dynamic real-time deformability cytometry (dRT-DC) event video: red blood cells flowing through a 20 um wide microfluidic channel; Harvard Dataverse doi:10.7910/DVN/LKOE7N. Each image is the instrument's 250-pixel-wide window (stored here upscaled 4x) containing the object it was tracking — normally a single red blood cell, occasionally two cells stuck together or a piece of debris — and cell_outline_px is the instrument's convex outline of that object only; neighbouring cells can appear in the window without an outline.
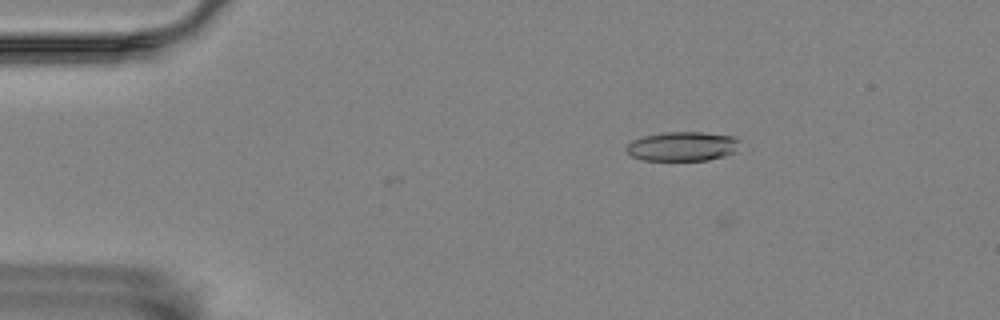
{"species": "Egyptian fruit bat (a non-hibernating species)", "species_latin": "Rousettus aegyptiacus", "temperature_condition": "room temperature", "stored_images_in_passage": 52, "camera_frame_rate_fps": 3000, "um_per_image_px": 0.085, "animal": {"sex": "female"}, "frame": {"image": 1, "passage_image": 5, "time_ms": 1.333, "image_size_px": [1000, 320], "cell_outline_px": [[740, 140], [736, 152], [724, 156], [708, 160], [644, 160], [632, 156], [624, 148], [632, 140], [644, 136], [668, 132], [704, 132], [736, 136]], "centroid_in_image_um": [58.05, 12.43], "position_along_channel_um": 27.0, "area_um2": 19.48}}
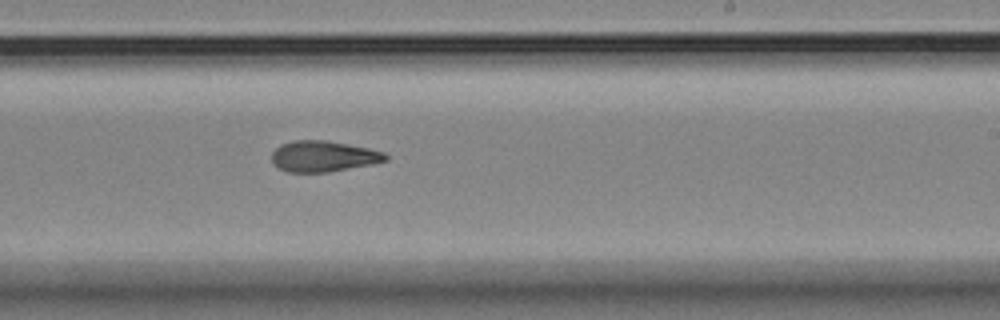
{"frame": {"image": 2, "passage_image": 30, "time_ms": 9.667, "image_size_px": [1000, 320], "cell_outline_px": [[388, 160], [372, 164], [328, 172], [288, 172], [272, 164], [272, 152], [280, 144], [292, 140], [324, 140], [348, 144], [368, 148], [384, 152], [388, 156]], "centroid_in_image_um": [27.47, 13.28], "position_along_channel_um": 261.5, "area_um2": 20.52}}
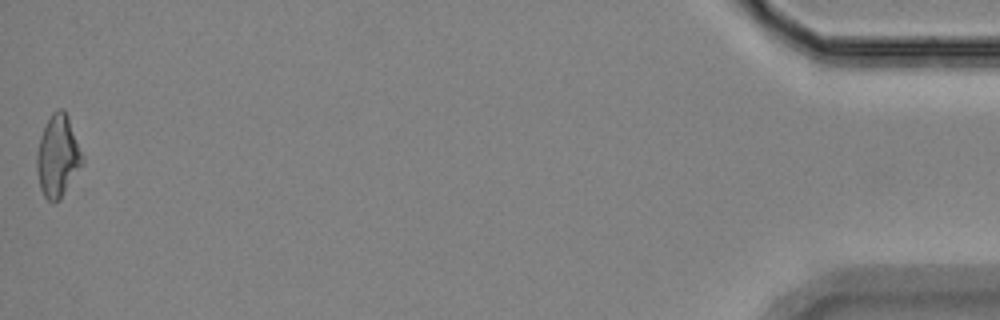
{"frame": {"image": 3, "passage_image": 52, "time_ms": 17.0, "image_size_px": [1000, 320], "cell_outline_px": [[84, 160], [60, 200], [52, 204], [44, 196], [40, 188], [36, 172], [36, 152], [40, 136], [52, 112], [60, 108], [64, 108], [68, 116]], "centroid_in_image_um": [4.88, 13.29], "position_along_channel_um": 430.3, "area_um2": 21.62}, "authors_computed_cell_mechanics": {"area_um2": 20.7213, "velocity_mm_per_s": 3.5478, "shape_relaxation_time_tau1_ms": null, "shape_relaxation_time_tau2_ms": 4.2181, "deformation_change_tau1": null, "deformation_change_tau2": 0.1281}}